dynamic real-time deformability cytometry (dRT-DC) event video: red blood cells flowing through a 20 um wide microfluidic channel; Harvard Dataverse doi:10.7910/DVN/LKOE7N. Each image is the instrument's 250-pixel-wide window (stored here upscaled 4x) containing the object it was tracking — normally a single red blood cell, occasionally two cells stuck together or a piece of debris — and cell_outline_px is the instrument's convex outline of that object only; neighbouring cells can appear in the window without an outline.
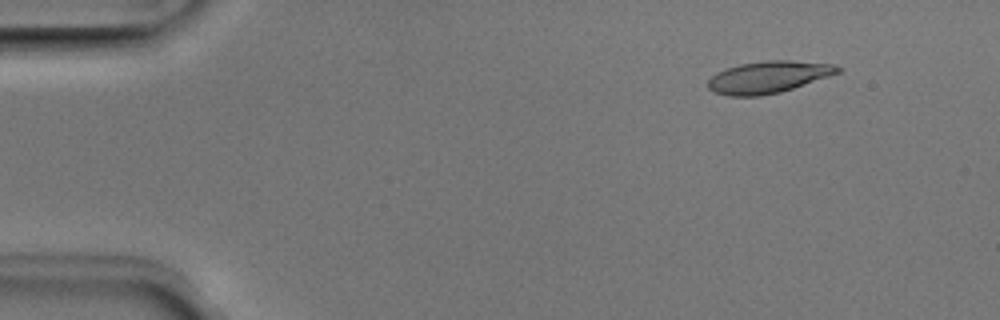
{"species": "Egyptian fruit bat (a non-hibernating species)", "species_latin": "Rousettus aegyptiacus", "temperature_condition": "room temperature", "stored_images_in_passage": 12, "camera_frame_rate_fps": 3000, "um_per_image_px": 0.085, "animal": {"sex": "male"}, "frame": {"image": 1, "passage_image": 6, "time_ms": 1.667, "image_size_px": [1000, 320], "cell_outline_px": [[840, 72], [780, 92], [760, 96], [728, 96], [716, 92], [708, 88], [708, 80], [716, 72], [740, 64], [768, 60], [788, 60], [832, 64], [840, 68]], "centroid_in_image_um": [65.27, 6.55], "position_along_channel_um": 19.7, "area_um2": 23.76}}